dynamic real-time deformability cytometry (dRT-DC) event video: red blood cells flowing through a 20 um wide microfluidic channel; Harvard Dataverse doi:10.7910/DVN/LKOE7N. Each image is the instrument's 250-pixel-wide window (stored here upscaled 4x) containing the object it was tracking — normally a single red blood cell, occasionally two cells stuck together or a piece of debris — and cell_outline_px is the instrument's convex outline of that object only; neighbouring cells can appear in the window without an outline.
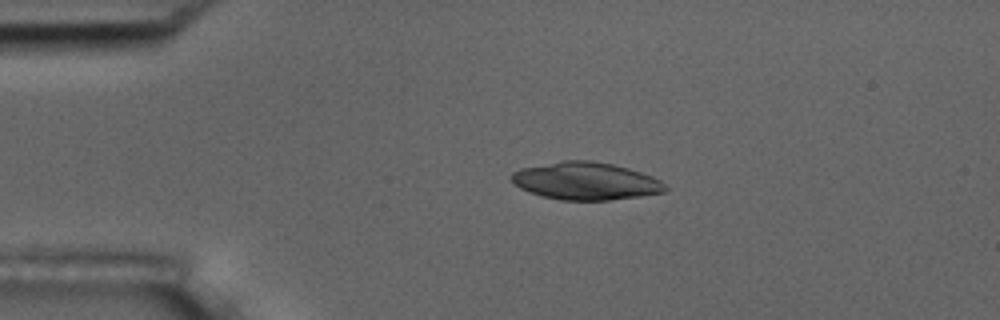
{"species": "common noctule bat (a hibernating species)", "species_latin": "Nyctalus noctula", "temperature_condition": "room temperature", "stored_images_in_passage": 2, "camera_frame_rate_fps": 3000, "um_per_image_px": 0.085, "animal": {"sex": "male", "body_mass_g": 17.5, "forearm_length_mm": 52.3}, "frame": {"image": 1, "passage_image": 1, "time_ms": 0.0, "image_size_px": [1000, 320], "cell_outline_px": [[668, 188], [664, 192], [640, 196], [608, 200], [560, 200], [540, 196], [528, 192], [512, 184], [508, 176], [512, 172], [520, 168], [564, 160], [592, 160], [612, 164], [628, 168], [652, 176], [660, 180]], "centroid_in_image_um": [49.72, 15.39], "position_along_channel_um": 35.3, "area_um2": 33.93}}